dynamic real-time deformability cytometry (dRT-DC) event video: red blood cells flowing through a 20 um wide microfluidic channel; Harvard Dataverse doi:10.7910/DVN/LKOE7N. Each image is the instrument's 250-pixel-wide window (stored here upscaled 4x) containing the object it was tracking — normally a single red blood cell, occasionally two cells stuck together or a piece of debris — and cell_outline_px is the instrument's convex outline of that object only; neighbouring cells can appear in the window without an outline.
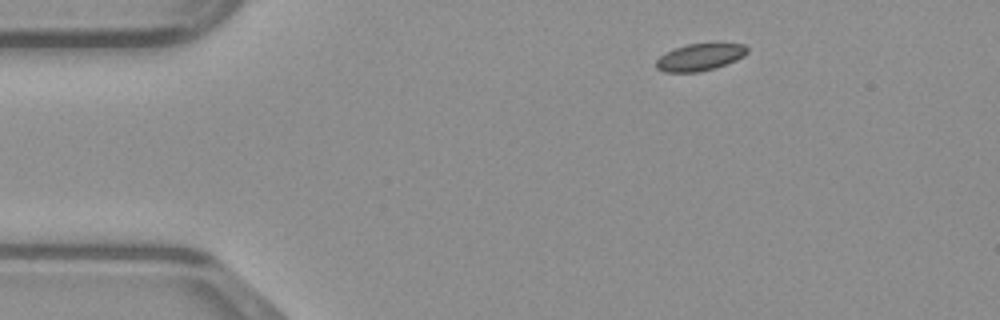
{"species": "common noctule bat (a hibernating species)", "species_latin": "Nyctalus noctula", "temperature_condition": "warm", "stored_images_in_passage": 42, "camera_frame_rate_fps": 3000, "um_per_image_px": 0.085, "animal": {"sex": "male", "body_mass_g": 23.1, "forearm_length_mm": 52.7}, "frame": {"image": 1, "passage_image": 1, "time_ms": 0.0, "image_size_px": [1000, 320], "cell_outline_px": [[748, 52], [744, 56], [736, 60], [716, 68], [700, 72], [664, 72], [656, 68], [656, 60], [660, 56], [676, 48], [688, 44], [744, 44], [748, 48]], "centroid_in_image_um": [59.5, 4.88], "position_along_channel_um": 25.5, "area_um2": 14.22}}
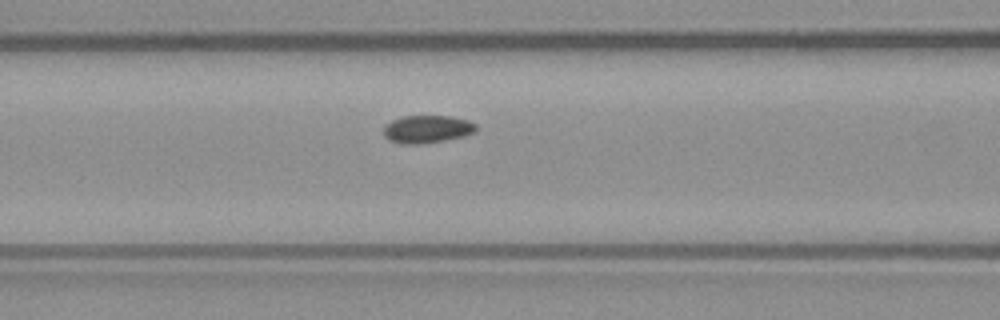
{"frame": {"image": 2, "passage_image": 13, "time_ms": 4.0, "image_size_px": [1000, 320], "cell_outline_px": [[476, 132], [464, 136], [444, 140], [420, 144], [400, 144], [388, 140], [384, 136], [384, 124], [392, 120], [404, 116], [448, 116], [468, 120], [476, 124]], "centroid_in_image_um": [36.28, 10.98], "position_along_channel_um": 130.3, "area_um2": 15.03}}
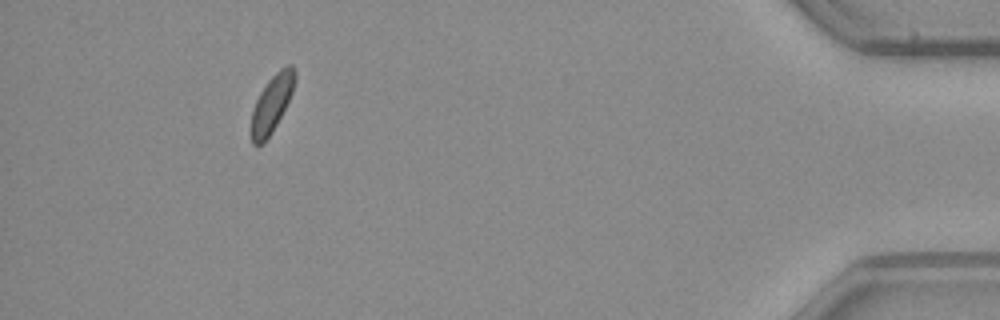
{"frame": {"image": 3, "passage_image": 38, "time_ms": 12.333, "image_size_px": [1000, 320], "cell_outline_px": [[296, 80], [292, 92], [276, 124], [268, 136], [260, 144], [252, 144], [252, 108], [260, 92], [268, 80], [280, 68], [288, 64], [292, 64], [296, 72]], "centroid_in_image_um": [23.12, 8.72], "position_along_channel_um": 412.1, "area_um2": 14.1}}